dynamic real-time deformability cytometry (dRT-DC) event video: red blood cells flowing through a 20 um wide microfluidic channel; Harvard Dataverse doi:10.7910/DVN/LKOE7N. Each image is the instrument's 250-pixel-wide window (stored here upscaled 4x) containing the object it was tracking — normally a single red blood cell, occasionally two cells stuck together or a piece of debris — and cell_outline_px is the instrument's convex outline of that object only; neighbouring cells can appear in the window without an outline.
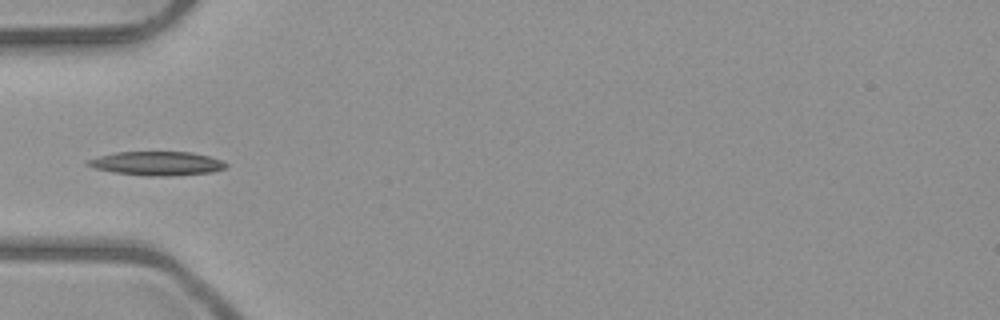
{"species": "common noctule bat (a hibernating species)", "species_latin": "Nyctalus noctula", "temperature_condition": "room temperature", "stored_images_in_passage": 3, "camera_frame_rate_fps": 3000, "um_per_image_px": 0.085, "animal": {"sex": "male", "body_mass_g": 23.1, "forearm_length_mm": 52.7}, "frame": {"image": 1, "passage_image": 3, "time_ms": 2.0, "image_size_px": [1000, 320], "cell_outline_px": [[228, 164], [224, 168], [212, 172], [168, 176], [148, 176], [112, 172], [96, 168], [84, 164], [84, 160], [116, 152], [192, 152], [208, 156], [220, 160]], "centroid_in_image_um": [13.29, 13.89], "position_along_channel_um": 71.7, "area_um2": 19.19}}